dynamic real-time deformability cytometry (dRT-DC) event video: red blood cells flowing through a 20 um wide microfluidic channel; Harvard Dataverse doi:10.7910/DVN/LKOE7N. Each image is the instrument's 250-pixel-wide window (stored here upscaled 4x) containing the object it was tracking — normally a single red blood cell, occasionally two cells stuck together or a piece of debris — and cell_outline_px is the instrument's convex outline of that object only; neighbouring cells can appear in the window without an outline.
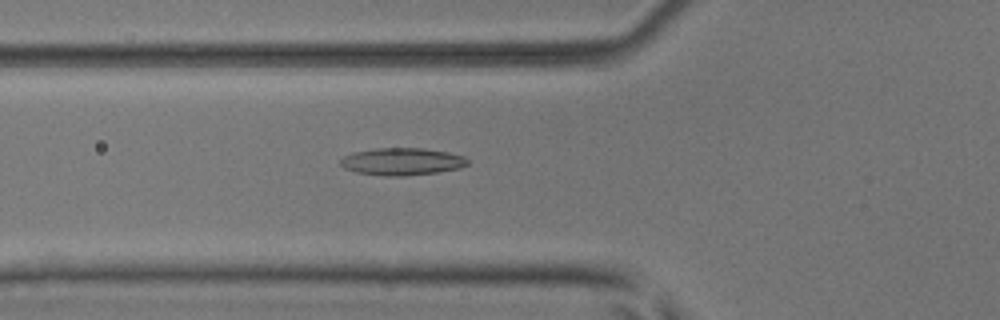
{"species": "common noctule bat (a hibernating species)", "species_latin": "Nyctalus noctula", "temperature_condition": "room temperature", "stored_images_in_passage": 37, "camera_frame_rate_fps": 3000, "um_per_image_px": 0.085, "animal": {"sex": "male", "body_mass_g": 17.9, "forearm_length_mm": 54.2}, "frame": {"image": 1, "passage_image": 4, "time_ms": 1.0, "image_size_px": [1000, 320], "cell_outline_px": [[468, 164], [460, 168], [436, 172], [404, 176], [384, 176], [356, 172], [344, 168], [340, 164], [340, 160], [344, 156], [352, 152], [376, 148], [424, 148], [448, 152], [464, 156], [468, 160]], "centroid_in_image_um": [34.15, 13.73], "position_along_channel_um": 91.6, "area_um2": 20.29}}
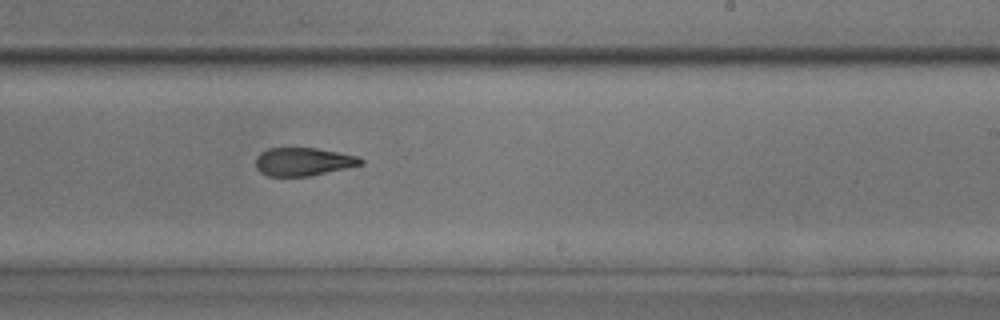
{"frame": {"image": 2, "passage_image": 17, "time_ms": 5.333, "image_size_px": [1000, 320], "cell_outline_px": [[364, 164], [308, 176], [268, 176], [260, 172], [256, 168], [256, 156], [260, 152], [268, 148], [316, 148], [360, 156], [364, 160]], "centroid_in_image_um": [25.78, 13.73], "position_along_channel_um": 263.2, "area_um2": 17.28}}
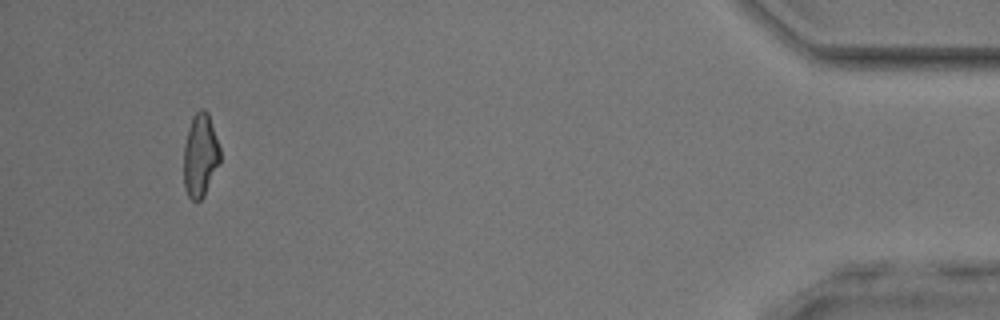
{"frame": {"image": 3, "passage_image": 34, "time_ms": 11.0, "image_size_px": [1000, 320], "cell_outline_px": [[220, 164], [204, 196], [196, 204], [188, 196], [184, 188], [184, 144], [188, 128], [192, 116], [200, 108], [204, 108], [208, 112], [220, 148]], "centroid_in_image_um": [17.02, 13.22], "position_along_channel_um": 418.2, "area_um2": 17.98}, "authors_computed_cell_mechanics": {"area_um2": 18.0336, "velocity_mm_per_s": 3.9671, "shape_relaxation_time_tau1_ms": null, "shape_relaxation_time_tau2_ms": 3.1212, "deformation_change_tau1": null, "deformation_change_tau2": 0.1227}}